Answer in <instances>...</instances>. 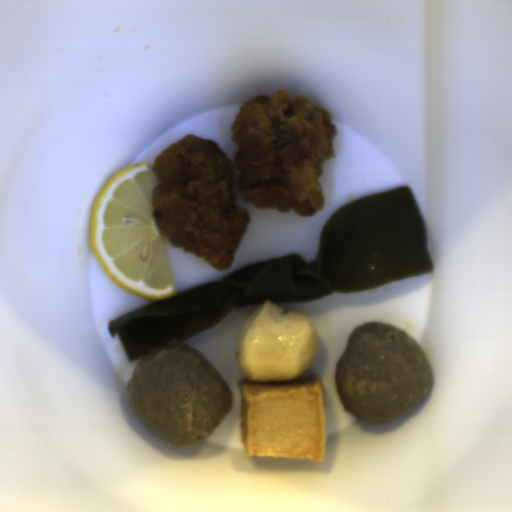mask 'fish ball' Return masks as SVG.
Listing matches in <instances>:
<instances>
[{"label":"fish ball","mask_w":512,"mask_h":512,"mask_svg":"<svg viewBox=\"0 0 512 512\" xmlns=\"http://www.w3.org/2000/svg\"><path fill=\"white\" fill-rule=\"evenodd\" d=\"M319 336L307 316L266 300L243 321L236 382L241 443L249 456L324 462L328 419L312 367Z\"/></svg>","instance_id":"1"}]
</instances>
